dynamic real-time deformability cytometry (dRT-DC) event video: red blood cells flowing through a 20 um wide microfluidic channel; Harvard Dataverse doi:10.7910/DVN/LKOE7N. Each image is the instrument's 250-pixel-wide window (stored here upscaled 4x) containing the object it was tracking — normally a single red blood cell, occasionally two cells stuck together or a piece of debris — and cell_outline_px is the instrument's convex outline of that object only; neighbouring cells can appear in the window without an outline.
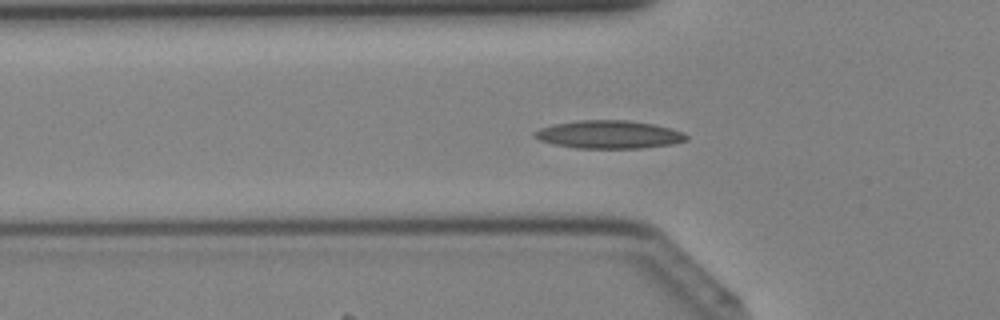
{"species": "Egyptian fruit bat (a non-hibernating species)", "species_latin": "Rousettus aegyptiacus", "temperature_condition": "cold", "stored_images_in_passage": 41, "camera_frame_rate_fps": 3000, "um_per_image_px": 0.085, "animal": {"sex": "female"}, "frame": {"image": 1, "passage_image": 14, "time_ms": 4.333, "image_size_px": [1000, 320], "cell_outline_px": [[688, 140], [672, 144], [640, 148], [576, 148], [552, 144], [540, 140], [532, 136], [532, 132], [540, 128], [552, 124], [576, 120], [628, 120], [656, 124], [684, 132], [688, 136]], "centroid_in_image_um": [51.74, 11.42], "position_along_channel_um": 74.1, "area_um2": 25.09}}
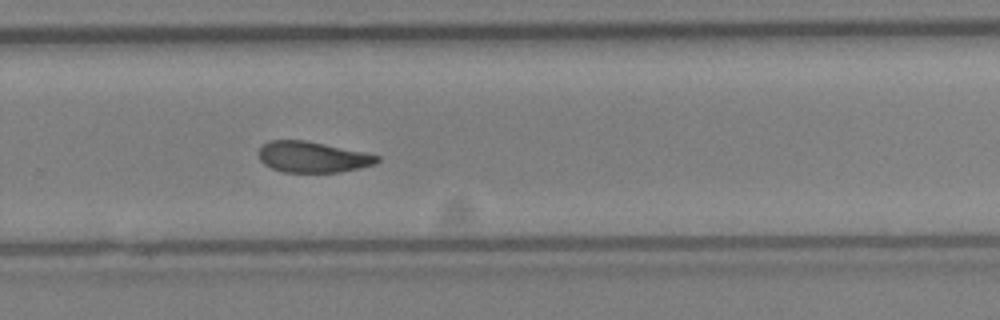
{"frame": {"image": 2, "passage_image": 28, "time_ms": 9.0, "image_size_px": [1000, 320], "cell_outline_px": [[380, 160], [376, 164], [360, 168], [340, 172], [284, 172], [272, 168], [264, 164], [260, 160], [256, 152], [268, 140], [304, 140], [364, 152], [380, 156]], "centroid_in_image_um": [26.55, 13.35], "position_along_channel_um": 303.2, "area_um2": 21.39}}
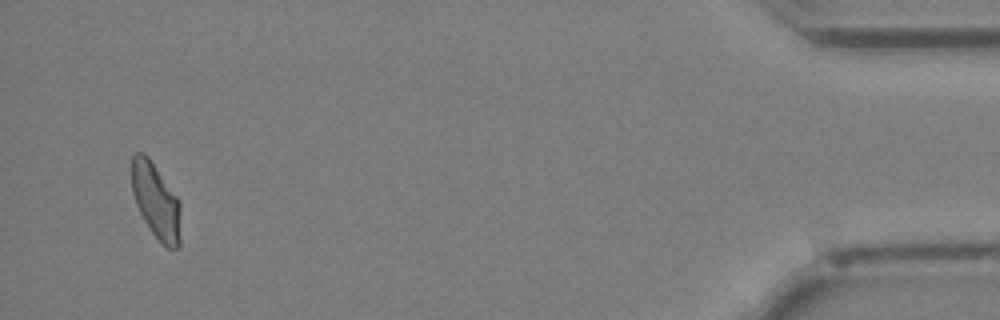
{"frame": {"image": 3, "passage_image": 40, "time_ms": 13.0, "image_size_px": [1000, 320], "cell_outline_px": [[180, 248], [168, 248], [152, 232], [144, 220], [136, 204], [132, 192], [132, 156], [136, 152], [144, 152], [148, 156], [180, 200]], "centroid_in_image_um": [13.27, 17.06], "position_along_channel_um": 421.9, "area_um2": 21.44}}